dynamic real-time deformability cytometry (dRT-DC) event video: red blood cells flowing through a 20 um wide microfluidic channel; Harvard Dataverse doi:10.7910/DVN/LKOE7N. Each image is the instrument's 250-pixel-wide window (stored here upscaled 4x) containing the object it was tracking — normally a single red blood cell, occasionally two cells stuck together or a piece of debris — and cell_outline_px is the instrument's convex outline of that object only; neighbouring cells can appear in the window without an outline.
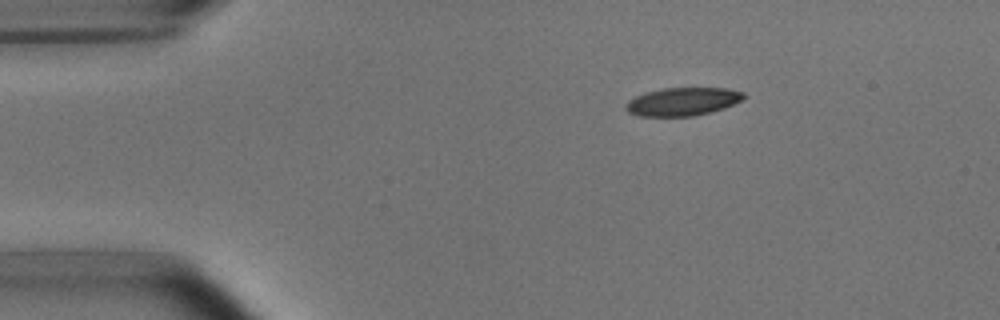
{"species": "common noctule bat (a hibernating species)", "species_latin": "Nyctalus noctula", "temperature_condition": "room temperature", "stored_images_in_passage": 2, "camera_frame_rate_fps": 3000, "um_per_image_px": 0.085, "animal": {"sex": "male", "body_mass_g": 15.6}, "frame": {"image": 1, "passage_image": 1, "time_ms": 0.0, "image_size_px": [1000, 320], "cell_outline_px": [[744, 96], [740, 100], [724, 108], [692, 116], [640, 116], [628, 112], [624, 108], [624, 104], [628, 100], [636, 96], [648, 92], [664, 88], [728, 88], [744, 92]], "centroid_in_image_um": [57.98, 8.63], "position_along_channel_um": 27.0, "area_um2": 19.13}}